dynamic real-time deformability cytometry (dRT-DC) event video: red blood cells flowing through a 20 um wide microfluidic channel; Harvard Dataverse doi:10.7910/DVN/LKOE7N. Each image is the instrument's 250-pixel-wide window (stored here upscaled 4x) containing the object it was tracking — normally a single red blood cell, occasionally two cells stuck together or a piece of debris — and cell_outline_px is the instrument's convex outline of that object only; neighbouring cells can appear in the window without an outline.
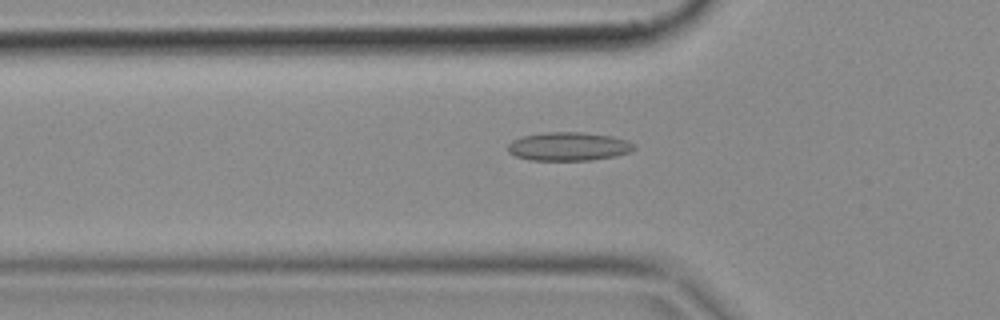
{"species": "common noctule bat (a hibernating species)", "species_latin": "Nyctalus noctula", "temperature_condition": "cold", "stored_images_in_passage": 50, "camera_frame_rate_fps": 3000, "um_per_image_px": 0.085, "animal": {"sex": "female", "body_mass_g": 18.4}, "frame": {"image": 1, "passage_image": 16, "time_ms": 5.0, "image_size_px": [1000, 320], "cell_outline_px": [[636, 148], [628, 152], [616, 156], [592, 160], [528, 160], [516, 156], [508, 152], [508, 144], [512, 140], [520, 136], [544, 132], [580, 132], [612, 136], [636, 144]], "centroid_in_image_um": [48.3, 12.45], "position_along_channel_um": 77.5, "area_um2": 21.1}}
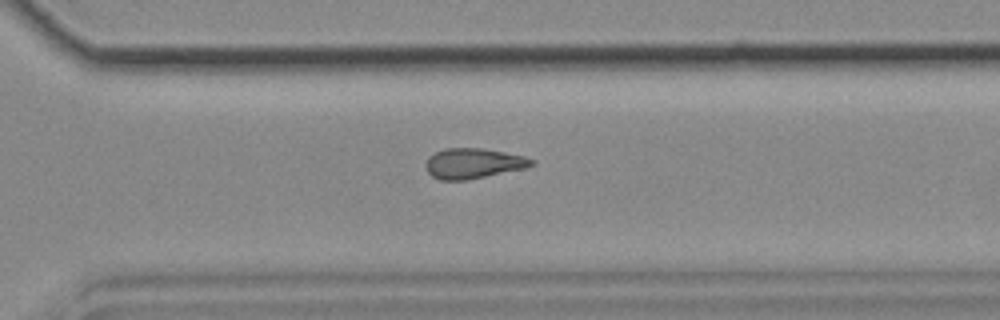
{"frame": {"image": 2, "passage_image": 35, "time_ms": 11.333, "image_size_px": [1000, 320], "cell_outline_px": [[536, 164], [524, 168], [468, 180], [440, 180], [432, 176], [428, 172], [424, 164], [428, 156], [436, 152], [448, 148], [480, 148], [504, 152], [524, 156], [536, 160]], "centroid_in_image_um": [40.22, 13.89], "position_along_channel_um": 330.4, "area_um2": 18.67}}
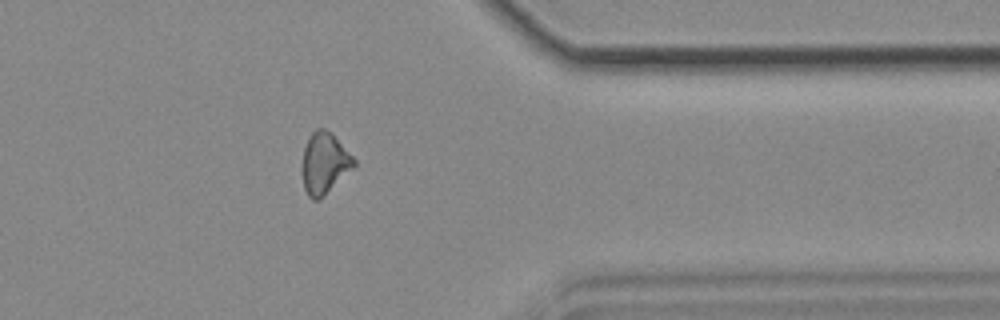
{"frame": {"image": 3, "passage_image": 40, "time_ms": 13.0, "image_size_px": [1000, 320], "cell_outline_px": [[356, 164], [316, 200], [312, 200], [308, 196], [304, 188], [304, 148], [312, 132], [316, 128], [324, 128], [332, 132], [356, 160]], "centroid_in_image_um": [27.59, 13.8], "position_along_channel_um": 383.8, "area_um2": 17.57}}